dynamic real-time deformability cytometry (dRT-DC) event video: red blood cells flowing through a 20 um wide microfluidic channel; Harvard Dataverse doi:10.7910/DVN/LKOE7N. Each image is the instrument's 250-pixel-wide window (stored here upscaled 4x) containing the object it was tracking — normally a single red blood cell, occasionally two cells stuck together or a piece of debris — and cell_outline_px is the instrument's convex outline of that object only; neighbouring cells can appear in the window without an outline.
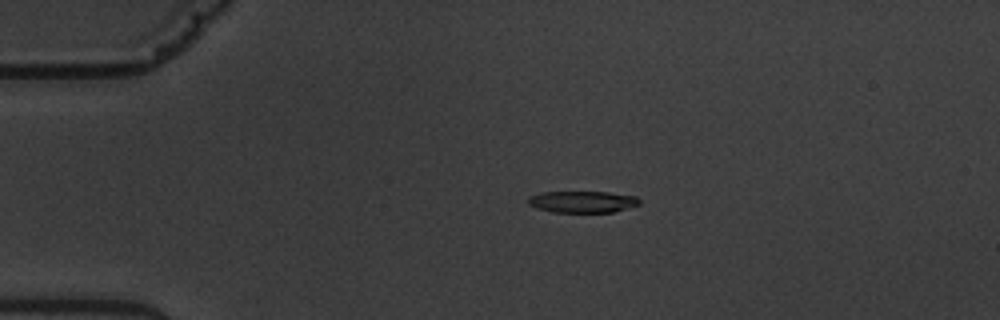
{"species": "common noctule bat (a hibernating species)", "species_latin": "Nyctalus noctula", "temperature_condition": "warm", "stored_images_in_passage": 4, "camera_frame_rate_fps": 3000, "um_per_image_px": 0.085, "animal": {"sex": "male", "body_mass_g": 19.5, "forearm_length_mm": 54.6}, "frame": {"image": 1, "passage_image": 2, "time_ms": 1.0, "image_size_px": [1000, 320], "cell_outline_px": [[640, 204], [612, 212], [552, 212], [536, 208], [528, 204], [528, 196], [540, 192], [608, 192], [636, 196], [640, 200]], "centroid_in_image_um": [49.47, 17.15], "position_along_channel_um": 35.5, "area_um2": 14.05}}
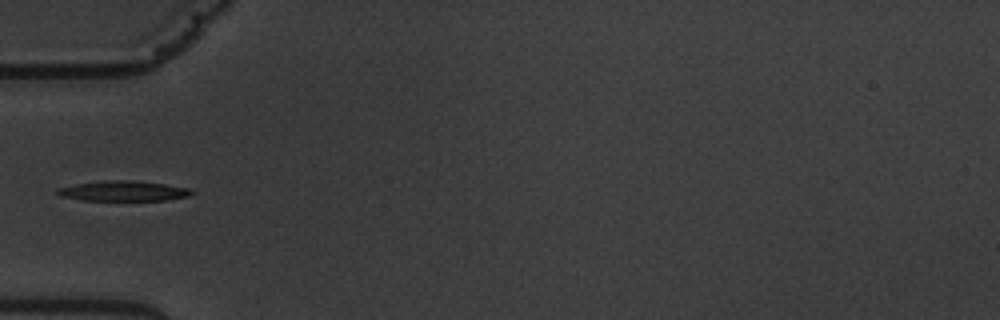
{"frame": {"image": 2, "passage_image": 4, "time_ms": 3.333, "image_size_px": [1000, 320], "cell_outline_px": [[196, 192], [188, 196], [164, 200], [80, 200], [60, 196], [56, 192], [56, 188], [76, 184], [108, 180], [128, 180], [164, 184], [188, 188]], "centroid_in_image_um": [10.45, 16.23], "position_along_channel_um": 74.5, "area_um2": 15.61}}